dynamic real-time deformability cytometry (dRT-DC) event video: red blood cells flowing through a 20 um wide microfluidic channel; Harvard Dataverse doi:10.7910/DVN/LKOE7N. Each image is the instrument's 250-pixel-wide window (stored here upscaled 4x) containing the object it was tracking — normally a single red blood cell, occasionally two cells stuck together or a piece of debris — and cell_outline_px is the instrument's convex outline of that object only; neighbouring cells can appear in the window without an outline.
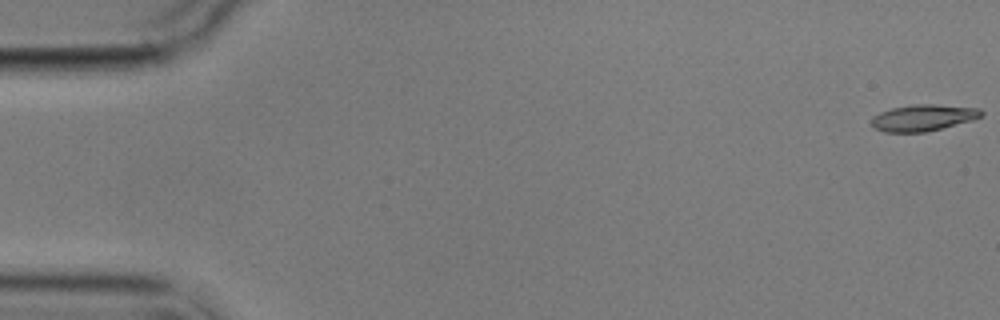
{"species": "common noctule bat (a hibernating species)", "species_latin": "Nyctalus noctula", "temperature_condition": "cold", "stored_images_in_passage": 15, "camera_frame_rate_fps": 3000, "um_per_image_px": 0.085, "animal": {"sex": "male", "body_mass_g": 17.9}, "frame": {"image": 1, "passage_image": 1, "time_ms": 0.0, "image_size_px": [1000, 320], "cell_outline_px": [[984, 112], [980, 116], [972, 120], [924, 132], [884, 132], [876, 128], [872, 124], [872, 116], [880, 112], [892, 108], [912, 104], [936, 104], [980, 108]], "centroid_in_image_um": [78.46, 9.99], "position_along_channel_um": 6.5, "area_um2": 16.76}}
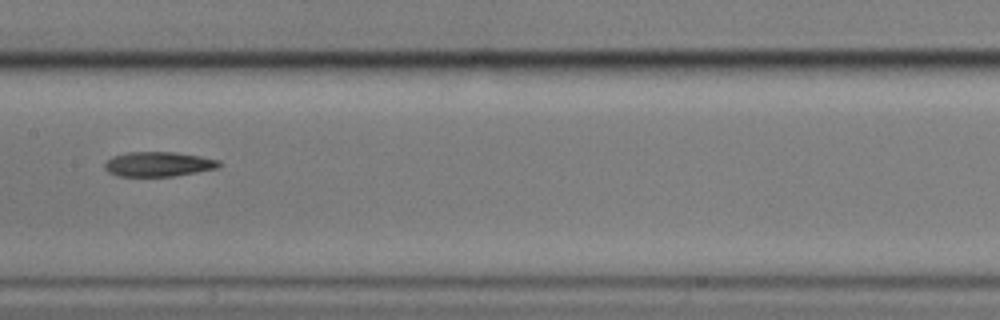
{"frame": {"image": 2, "passage_image": 8, "time_ms": 9.333, "image_size_px": [1000, 320], "cell_outline_px": [[220, 164], [216, 168], [196, 172], [172, 176], [116, 176], [108, 172], [104, 168], [104, 164], [112, 156], [128, 152], [172, 152], [200, 156], [220, 160]], "centroid_in_image_um": [13.42, 13.95], "position_along_channel_um": 194.0, "area_um2": 16.36}}
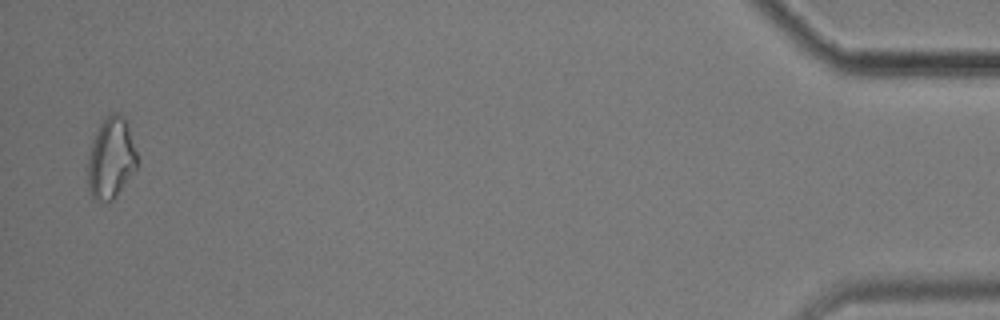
{"frame": {"image": 3, "passage_image": 15, "time_ms": 18.333, "image_size_px": [1000, 320], "cell_outline_px": [[136, 168], [112, 200], [92, 200], [88, 188], [88, 160], [92, 144], [96, 132], [100, 124], [112, 112], [120, 112], [124, 116], [136, 152]], "centroid_in_image_um": [9.41, 13.44], "position_along_channel_um": 425.8, "area_um2": 22.72}, "authors_computed_cell_mechanics": {"area_um2": 17.34, "velocity_mm_per_s": 3.5342, "shape_relaxation_time_tau1_ms": 6.7907, "shape_relaxation_time_tau2_ms": 7.307, "deformation_change_tau1": 0.139, "deformation_change_tau2": 0.15}}